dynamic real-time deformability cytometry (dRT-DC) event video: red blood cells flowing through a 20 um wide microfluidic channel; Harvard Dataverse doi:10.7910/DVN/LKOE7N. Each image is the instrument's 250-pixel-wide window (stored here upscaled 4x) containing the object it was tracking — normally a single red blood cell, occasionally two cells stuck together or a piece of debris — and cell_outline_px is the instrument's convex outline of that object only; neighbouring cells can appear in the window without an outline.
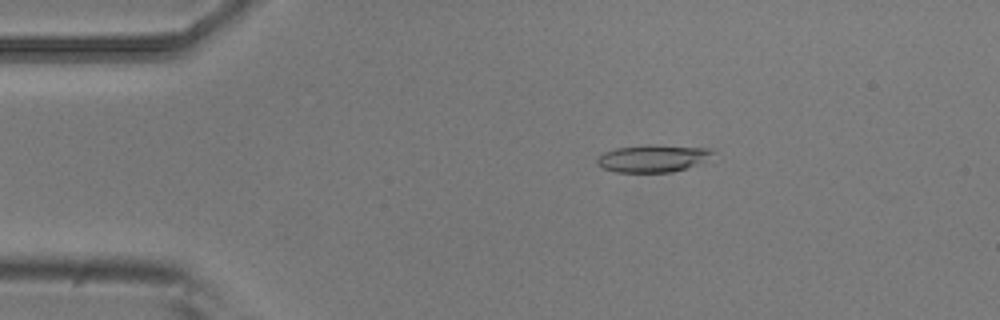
{"species": "common noctule bat (a hibernating species)", "species_latin": "Nyctalus noctula", "temperature_condition": "room temperature", "stored_images_in_passage": 3, "camera_frame_rate_fps": 3000, "um_per_image_px": 0.085, "animal": {"sex": "male", "body_mass_g": 20.5, "forearm_length_mm": 52.5}, "frame": {"image": 1, "passage_image": 2, "time_ms": 0.333, "image_size_px": [1000, 320], "cell_outline_px": [[712, 152], [696, 164], [688, 168], [672, 172], [616, 172], [604, 168], [596, 164], [596, 160], [604, 152], [616, 148], [644, 144], [656, 144], [708, 148]], "centroid_in_image_um": [55.4, 13.45], "position_along_channel_um": 29.6, "area_um2": 18.21}}